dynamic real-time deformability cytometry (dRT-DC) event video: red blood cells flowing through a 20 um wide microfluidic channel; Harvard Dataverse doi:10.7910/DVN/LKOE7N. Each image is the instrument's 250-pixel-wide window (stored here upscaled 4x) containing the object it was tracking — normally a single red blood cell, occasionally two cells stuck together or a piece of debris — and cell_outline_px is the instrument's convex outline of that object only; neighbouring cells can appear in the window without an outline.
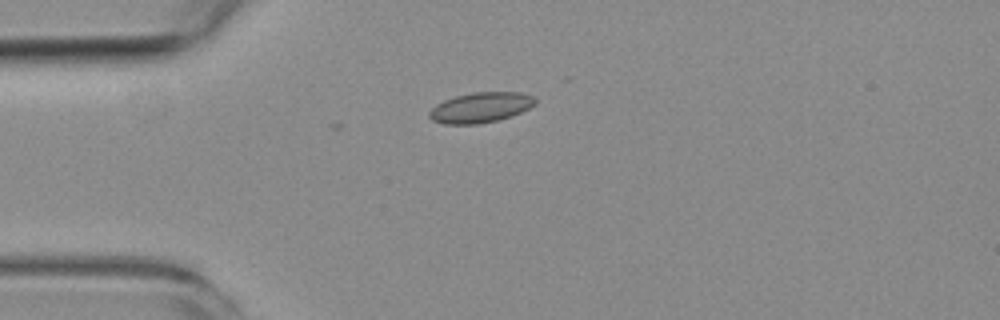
{"species": "common noctule bat (a hibernating species)", "species_latin": "Nyctalus noctula", "temperature_condition": "room temperature", "stored_images_in_passage": 2, "camera_frame_rate_fps": 3000, "um_per_image_px": 0.085, "animal": {"sex": "female", "body_mass_g": 19.3, "forearm_length_mm": 54.1}, "frame": {"image": 1, "passage_image": 1, "time_ms": 0.0, "image_size_px": [1000, 320], "cell_outline_px": [[536, 104], [512, 116], [496, 120], [476, 124], [444, 124], [432, 120], [428, 116], [428, 112], [436, 104], [444, 100], [456, 96], [472, 92], [520, 92], [536, 96]], "centroid_in_image_um": [40.85, 9.13], "position_along_channel_um": 44.1, "area_um2": 18.73}}
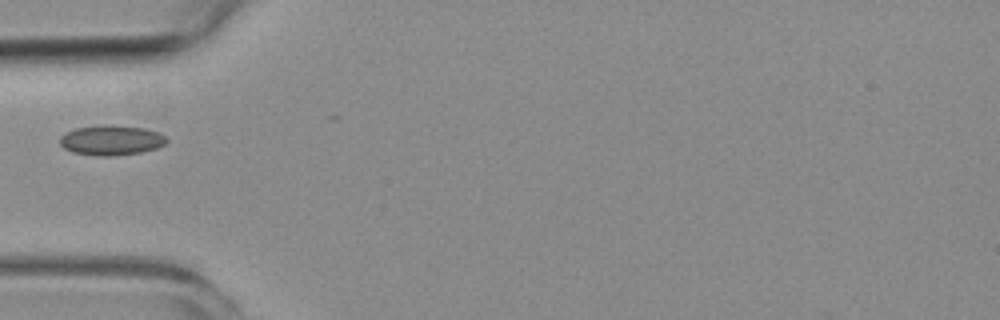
{"frame": {"image": 2, "passage_image": 2, "time_ms": 1.333, "image_size_px": [1000, 320], "cell_outline_px": [[168, 140], [164, 144], [156, 148], [140, 152], [112, 156], [100, 156], [72, 152], [64, 148], [60, 144], [60, 136], [64, 132], [76, 128], [100, 124], [144, 128], [156, 132], [164, 136]], "centroid_in_image_um": [9.4, 11.91], "position_along_channel_um": 75.6, "area_um2": 18.55}}